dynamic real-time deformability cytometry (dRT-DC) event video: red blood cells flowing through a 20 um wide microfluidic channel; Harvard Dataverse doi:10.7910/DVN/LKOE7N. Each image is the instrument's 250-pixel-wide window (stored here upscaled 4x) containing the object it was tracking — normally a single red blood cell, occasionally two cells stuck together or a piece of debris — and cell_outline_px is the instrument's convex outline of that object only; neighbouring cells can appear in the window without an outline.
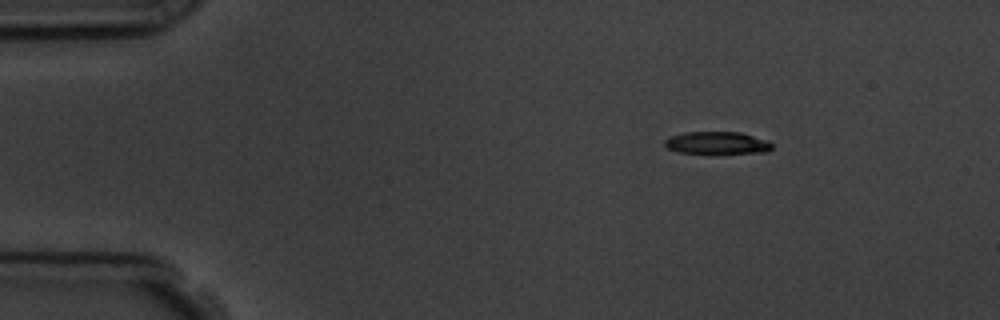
{"species": "common noctule bat (a hibernating species)", "species_latin": "Nyctalus noctula", "temperature_condition": "room temperature", "stored_images_in_passage": 3, "camera_frame_rate_fps": 3000, "um_per_image_px": 0.085, "animal": {"sex": "male", "body_mass_g": 19.5, "forearm_length_mm": 54.6}, "frame": {"image": 1, "passage_image": 1, "time_ms": 0.0, "image_size_px": [1000, 320], "cell_outline_px": [[772, 148], [768, 152], [680, 152], [668, 148], [664, 144], [664, 140], [672, 136], [684, 132], [740, 132], [768, 140], [772, 144]], "centroid_in_image_um": [60.97, 12.12], "position_along_channel_um": 24.0, "area_um2": 13.58}}